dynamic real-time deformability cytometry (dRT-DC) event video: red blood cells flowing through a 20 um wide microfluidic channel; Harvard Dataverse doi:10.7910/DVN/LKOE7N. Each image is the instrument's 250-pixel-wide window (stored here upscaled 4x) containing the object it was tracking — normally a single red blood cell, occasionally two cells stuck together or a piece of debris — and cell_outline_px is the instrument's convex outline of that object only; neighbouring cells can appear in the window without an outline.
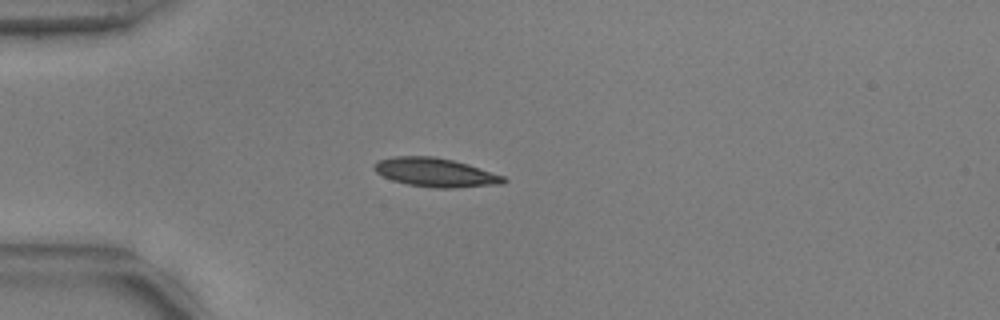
{"species": "common noctule bat (a hibernating species)", "species_latin": "Nyctalus noctula", "temperature_condition": "warm", "stored_images_in_passage": 40, "camera_frame_rate_fps": 3000, "um_per_image_px": 0.085, "animal": {"sex": "male", "body_mass_g": 17.9, "forearm_length_mm": 54.2}, "frame": {"image": 1, "passage_image": 1, "time_ms": 0.0, "image_size_px": [1000, 320], "cell_outline_px": [[508, 180], [504, 184], [456, 188], [432, 188], [408, 184], [392, 180], [376, 172], [372, 168], [372, 164], [380, 160], [392, 156], [432, 156], [452, 160], [468, 164], [504, 176]], "centroid_in_image_um": [37.02, 14.66], "position_along_channel_um": 48.0, "area_um2": 21.85}}
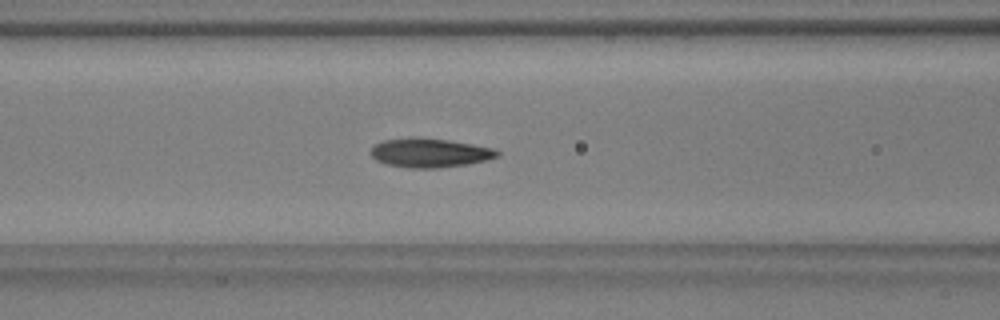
{"frame": {"image": 2, "passage_image": 9, "time_ms": 2.667, "image_size_px": [1000, 320], "cell_outline_px": [[500, 156], [468, 164], [440, 168], [408, 168], [384, 164], [376, 160], [368, 152], [376, 144], [384, 140], [448, 140], [496, 148], [500, 152]], "centroid_in_image_um": [36.57, 13.04], "position_along_channel_um": 130.0, "area_um2": 20.81}}
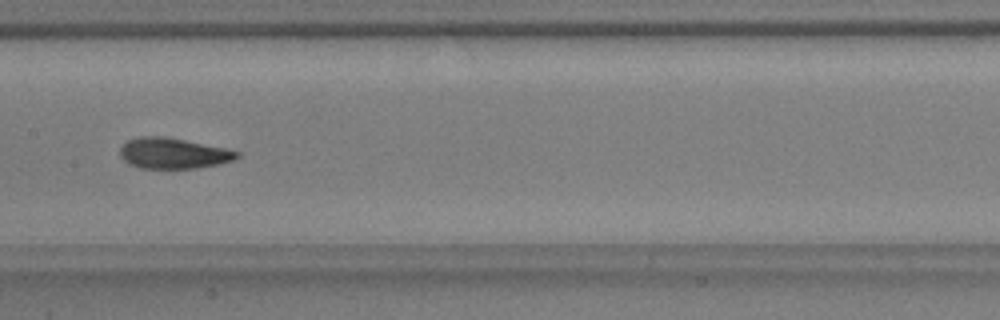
{"frame": {"image": 3, "passage_image": 14, "time_ms": 4.333, "image_size_px": [1000, 320], "cell_outline_px": [[240, 156], [232, 160], [220, 164], [196, 168], [140, 168], [128, 164], [120, 156], [120, 148], [128, 140], [140, 136], [164, 136], [224, 148], [240, 152]], "centroid_in_image_um": [14.7, 13.03], "position_along_channel_um": 192.7, "area_um2": 20.81}, "authors_computed_cell_mechanics": {"area_um2": 20.6924, "velocity_mm_per_s": 3.7482, "shape_relaxation_time_tau1_ms": 2.9341, "shape_relaxation_time_tau2_ms": 1.3421, "deformation_change_tau1": 0.1683, "deformation_change_tau2": 0.0818}}